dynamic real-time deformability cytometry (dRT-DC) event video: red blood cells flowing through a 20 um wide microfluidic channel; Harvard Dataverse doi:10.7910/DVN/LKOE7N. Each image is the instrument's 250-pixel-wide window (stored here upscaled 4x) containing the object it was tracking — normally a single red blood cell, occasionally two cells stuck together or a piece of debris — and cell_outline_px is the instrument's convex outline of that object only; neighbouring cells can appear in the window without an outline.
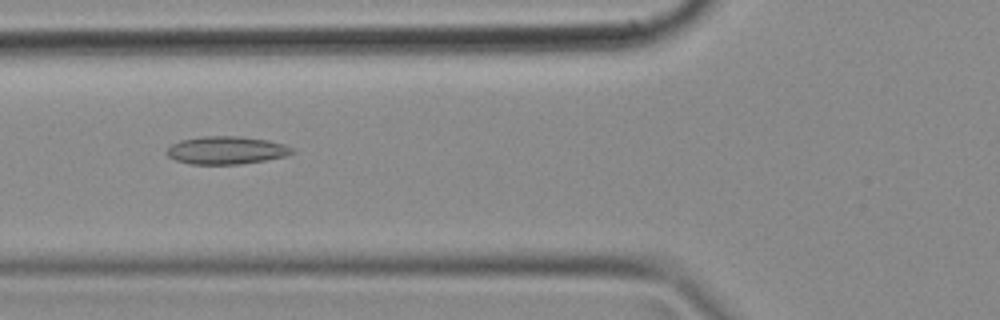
{"species": "common noctule bat (a hibernating species)", "species_latin": "Nyctalus noctula", "temperature_condition": "cold", "stored_images_in_passage": 48, "camera_frame_rate_fps": 3000, "um_per_image_px": 0.085, "animal": {"sex": "female", "body_mass_g": 18.4}, "frame": {"image": 1, "passage_image": 18, "time_ms": 5.667, "image_size_px": [1000, 320], "cell_outline_px": [[296, 152], [288, 156], [240, 164], [188, 164], [176, 160], [168, 156], [164, 152], [172, 144], [180, 140], [200, 136], [240, 136], [268, 140], [284, 144], [296, 148]], "centroid_in_image_um": [19.27, 12.77], "position_along_channel_um": 106.5, "area_um2": 20.63}}
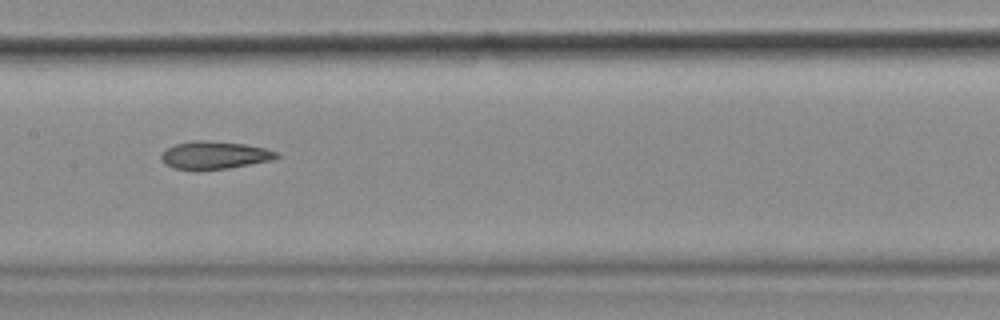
{"frame": {"image": 2, "passage_image": 24, "time_ms": 7.667, "image_size_px": [1000, 320], "cell_outline_px": [[280, 156], [272, 160], [228, 168], [200, 172], [192, 172], [172, 168], [164, 164], [160, 160], [160, 156], [168, 148], [176, 144], [196, 140], [204, 140], [244, 144], [264, 148], [280, 152]], "centroid_in_image_um": [18.19, 13.23], "position_along_channel_um": 189.2, "area_um2": 19.13}}
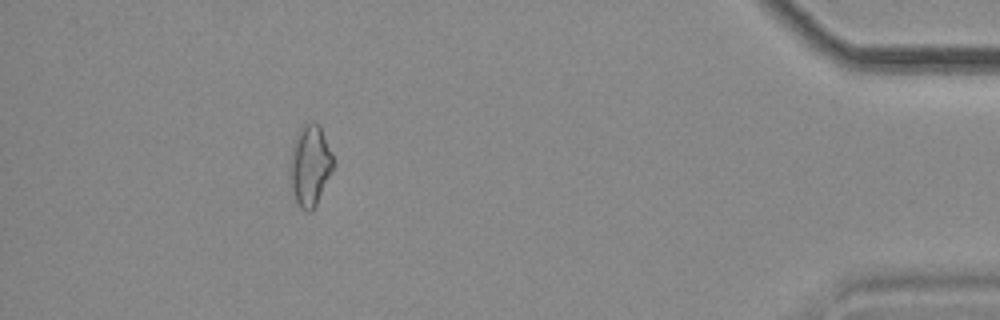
{"frame": {"image": 3, "passage_image": 44, "time_ms": 14.333, "image_size_px": [1000, 320], "cell_outline_px": [[336, 168], [312, 212], [304, 212], [300, 208], [292, 192], [288, 172], [288, 164], [292, 144], [296, 132], [304, 124], [312, 120], [320, 124], [332, 152], [336, 164]], "centroid_in_image_um": [26.36, 14.05], "position_along_channel_um": 408.8, "area_um2": 21.62}}